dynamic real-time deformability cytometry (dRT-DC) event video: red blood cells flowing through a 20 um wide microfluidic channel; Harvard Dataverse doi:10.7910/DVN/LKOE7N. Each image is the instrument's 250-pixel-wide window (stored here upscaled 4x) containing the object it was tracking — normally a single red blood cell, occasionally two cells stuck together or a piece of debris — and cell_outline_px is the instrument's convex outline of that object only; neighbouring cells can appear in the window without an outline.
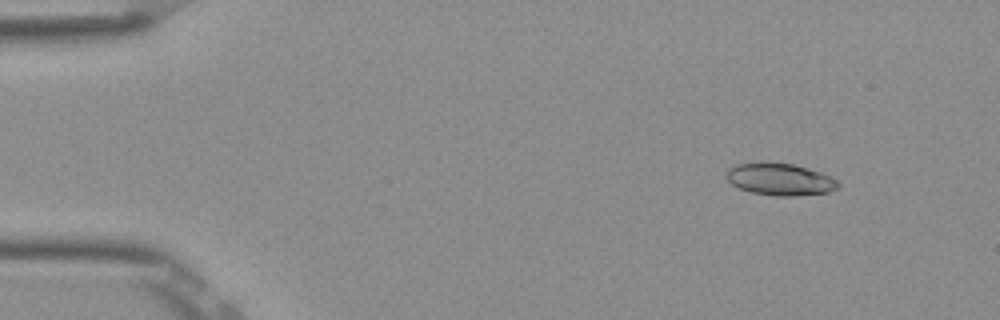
{"species": "Egyptian fruit bat (a non-hibernating species)", "species_latin": "Rousettus aegyptiacus", "temperature_condition": "room temperature", "stored_images_in_passage": 51, "camera_frame_rate_fps": 3000, "um_per_image_px": 0.085, "frame": {"image": 1, "passage_image": 5, "time_ms": 1.333, "image_size_px": [1000, 320], "cell_outline_px": [[840, 184], [836, 188], [828, 192], [792, 196], [776, 196], [752, 192], [740, 188], [732, 184], [724, 176], [728, 168], [736, 164], [760, 160], [764, 160], [792, 164], [820, 172], [836, 180]], "centroid_in_image_um": [66.22, 15.21], "position_along_channel_um": 18.8, "area_um2": 21.1}}
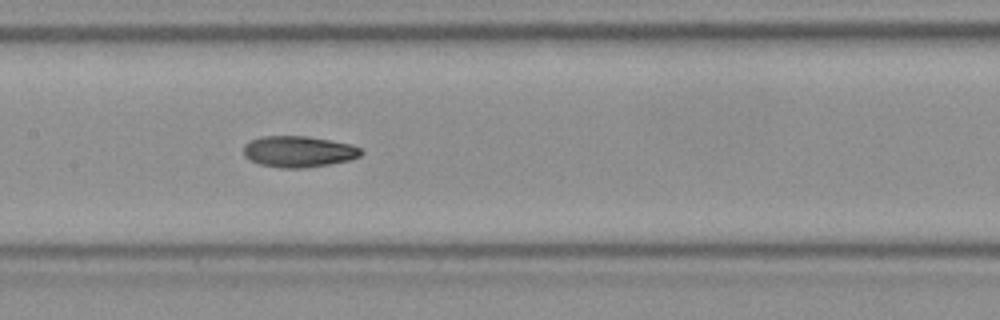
{"frame": {"image": 2, "passage_image": 25, "time_ms": 8.0, "image_size_px": [1000, 320], "cell_outline_px": [[364, 152], [360, 156], [348, 160], [328, 164], [304, 168], [280, 168], [260, 164], [244, 156], [244, 144], [260, 136], [308, 136], [352, 144], [360, 148]], "centroid_in_image_um": [25.39, 12.87], "position_along_channel_um": 182.0, "area_um2": 21.33}}
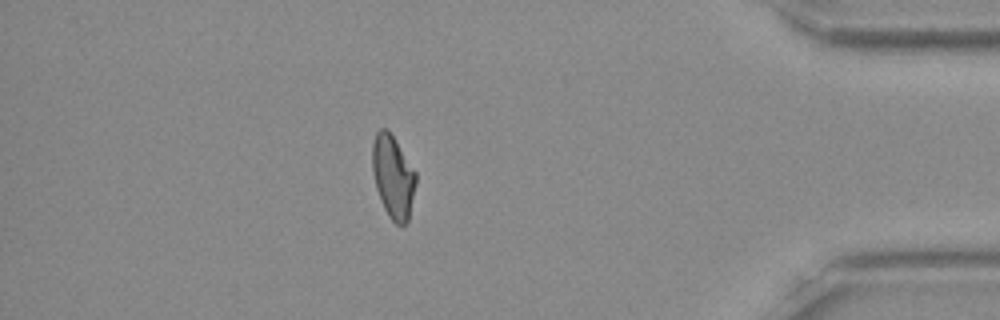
{"frame": {"image": 3, "passage_image": 45, "time_ms": 14.667, "image_size_px": [1000, 320], "cell_outline_px": [[416, 184], [408, 220], [404, 224], [396, 224], [388, 216], [380, 200], [376, 188], [372, 172], [372, 144], [376, 132], [380, 128], [388, 128], [416, 172]], "centroid_in_image_um": [33.39, 14.99], "position_along_channel_um": 401.8, "area_um2": 21.1}, "authors_computed_cell_mechanics": {"area_um2": 21.0392, "velocity_mm_per_s": 3.8913, "shape_relaxation_time_tau1_ms": 9.9514, "shape_relaxation_time_tau2_ms": 3.3163, "deformation_change_tau1": 0.2313, "deformation_change_tau2": 0.096}}